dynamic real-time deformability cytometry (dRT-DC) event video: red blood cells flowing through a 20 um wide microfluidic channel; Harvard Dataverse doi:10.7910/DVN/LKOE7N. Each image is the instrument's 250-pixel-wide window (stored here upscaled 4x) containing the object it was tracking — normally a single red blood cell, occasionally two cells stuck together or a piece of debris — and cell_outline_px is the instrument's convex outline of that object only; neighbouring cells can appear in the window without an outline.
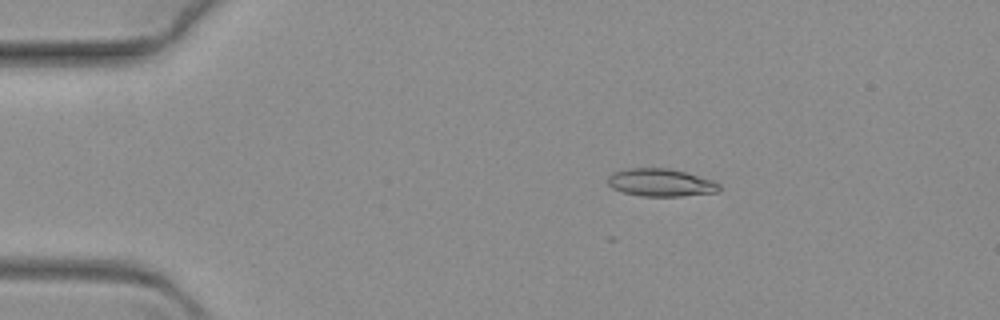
{"species": "common noctule bat (a hibernating species)", "species_latin": "Nyctalus noctula", "temperature_condition": "warm", "stored_images_in_passage": 7, "camera_frame_rate_fps": 3000, "um_per_image_px": 0.085, "animal": {"sex": "female", "body_mass_g": 19.3, "forearm_length_mm": 54.1}, "frame": {"image": 1, "passage_image": 4, "time_ms": 1.0, "image_size_px": [1000, 320], "cell_outline_px": [[720, 188], [716, 192], [680, 196], [640, 196], [624, 192], [612, 188], [608, 184], [608, 176], [612, 172], [628, 168], [668, 168], [684, 172], [712, 180], [720, 184]], "centroid_in_image_um": [56.12, 15.51], "position_along_channel_um": 28.9, "area_um2": 17.86}}